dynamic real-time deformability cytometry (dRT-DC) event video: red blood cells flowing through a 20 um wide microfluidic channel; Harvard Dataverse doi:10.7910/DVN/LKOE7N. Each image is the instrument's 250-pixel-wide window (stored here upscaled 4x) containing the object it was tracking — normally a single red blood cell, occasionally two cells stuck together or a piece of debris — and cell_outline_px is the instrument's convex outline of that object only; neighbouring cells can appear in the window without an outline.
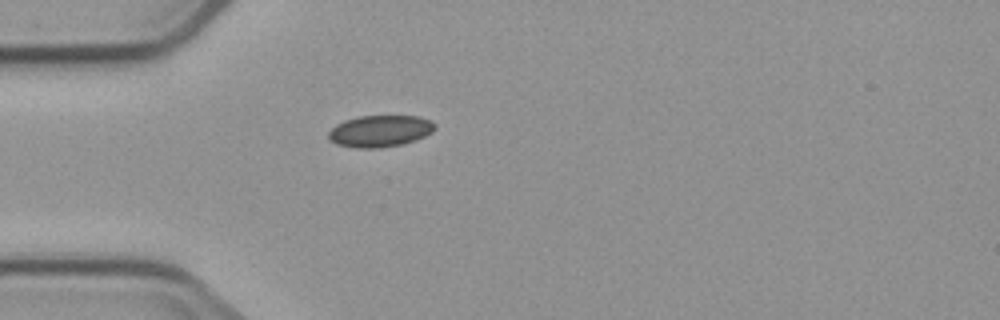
{"species": "common noctule bat (a hibernating species)", "species_latin": "Nyctalus noctula", "temperature_condition": "cold", "stored_images_in_passage": 1, "camera_frame_rate_fps": 3000, "um_per_image_px": 0.085, "animal": {"sex": "male", "body_mass_g": 23.1, "forearm_length_mm": 52.7}, "frame": {"image": 1, "passage_image": 1, "time_ms": 0.0, "image_size_px": [1000, 320], "cell_outline_px": [[436, 128], [432, 132], [416, 140], [400, 144], [380, 148], [356, 148], [336, 144], [328, 140], [328, 132], [336, 124], [344, 120], [356, 116], [420, 116], [432, 120], [436, 124]], "centroid_in_image_um": [32.29, 11.13], "position_along_channel_um": 52.7, "area_um2": 19.88}}